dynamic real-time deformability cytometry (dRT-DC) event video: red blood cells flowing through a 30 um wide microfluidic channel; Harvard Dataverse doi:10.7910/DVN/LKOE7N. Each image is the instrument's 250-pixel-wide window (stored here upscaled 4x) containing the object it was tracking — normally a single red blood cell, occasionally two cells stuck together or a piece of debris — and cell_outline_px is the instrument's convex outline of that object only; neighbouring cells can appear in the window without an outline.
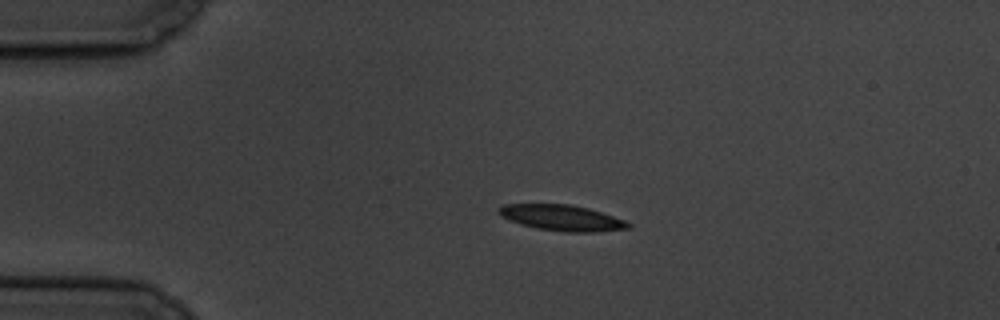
{"species": "common noctule bat (a hibernating species)", "species_latin": "Nyctalus noctula", "temperature_condition": "cold", "stored_images_in_passage": 2, "camera_frame_rate_fps": 3000, "um_per_image_px": 0.085, "animal": {"sex": "male", "body_mass_g": 19.5, "forearm_length_mm": 54.6}, "frame": {"image": 1, "passage_image": 1, "time_ms": 0.0, "image_size_px": [1000, 320], "cell_outline_px": [[632, 228], [596, 232], [564, 232], [536, 228], [520, 224], [508, 220], [500, 216], [496, 212], [496, 208], [504, 204], [572, 204], [588, 208], [624, 220], [632, 224]], "centroid_in_image_um": [47.72, 18.51], "position_along_channel_um": 37.3, "area_um2": 19.71}}